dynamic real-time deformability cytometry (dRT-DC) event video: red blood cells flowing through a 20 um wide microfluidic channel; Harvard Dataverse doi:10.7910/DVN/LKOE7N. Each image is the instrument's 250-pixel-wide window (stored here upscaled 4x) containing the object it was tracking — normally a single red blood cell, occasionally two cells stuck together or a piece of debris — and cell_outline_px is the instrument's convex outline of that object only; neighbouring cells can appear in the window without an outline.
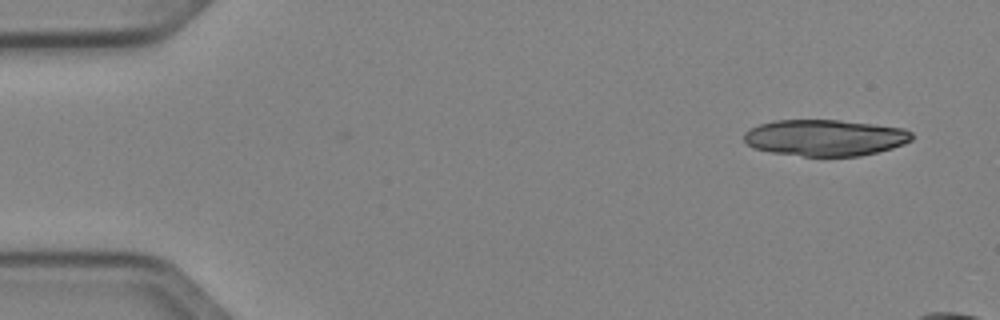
{"species": "Egyptian fruit bat (a non-hibernating species)", "species_latin": "Rousettus aegyptiacus", "temperature_condition": "cold", "stored_images_in_passage": 5, "camera_frame_rate_fps": 3000, "um_per_image_px": 0.085, "animal": {"sex": "female"}, "frame": {"image": 1, "passage_image": 5, "time_ms": 1.333, "image_size_px": [1000, 320], "cell_outline_px": [[912, 140], [904, 144], [892, 148], [860, 156], [804, 156], [772, 152], [756, 148], [748, 144], [744, 140], [744, 132], [760, 124], [776, 120], [840, 120], [876, 124], [904, 128], [912, 132]], "centroid_in_image_um": [70.17, 11.7], "position_along_channel_um": 14.8, "area_um2": 35.49}}